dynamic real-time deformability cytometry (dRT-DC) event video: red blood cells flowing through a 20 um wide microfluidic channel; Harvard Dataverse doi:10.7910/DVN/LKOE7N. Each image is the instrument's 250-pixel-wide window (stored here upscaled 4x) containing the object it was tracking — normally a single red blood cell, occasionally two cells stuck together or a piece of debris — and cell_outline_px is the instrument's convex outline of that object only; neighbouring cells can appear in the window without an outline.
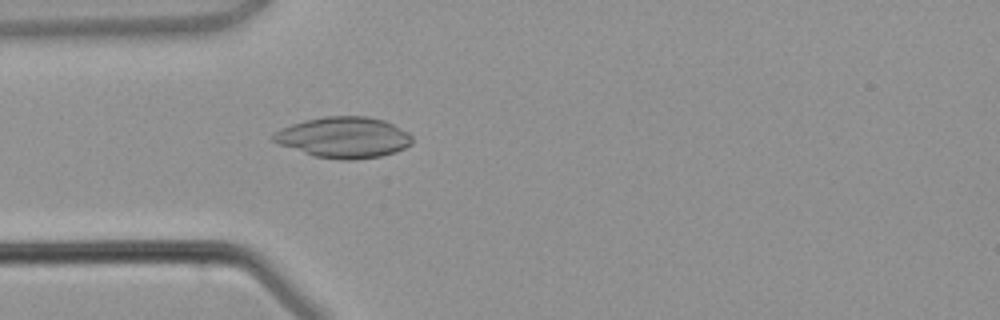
{"species": "common noctule bat (a hibernating species)", "species_latin": "Nyctalus noctula", "temperature_condition": "warm", "stored_images_in_passage": 4, "camera_frame_rate_fps": 3000, "um_per_image_px": 0.085, "animal": {"sex": "male", "body_mass_g": 21.5, "forearm_length_mm": 52.0}, "frame": {"image": 1, "passage_image": 4, "time_ms": 3.667, "image_size_px": [1000, 320], "cell_outline_px": [[412, 144], [396, 152], [380, 156], [356, 160], [344, 160], [312, 156], [280, 144], [272, 140], [272, 132], [280, 128], [304, 120], [324, 116], [368, 116], [384, 120], [408, 132], [412, 136]], "centroid_in_image_um": [29.21, 11.68], "position_along_channel_um": 55.8, "area_um2": 33.29}}